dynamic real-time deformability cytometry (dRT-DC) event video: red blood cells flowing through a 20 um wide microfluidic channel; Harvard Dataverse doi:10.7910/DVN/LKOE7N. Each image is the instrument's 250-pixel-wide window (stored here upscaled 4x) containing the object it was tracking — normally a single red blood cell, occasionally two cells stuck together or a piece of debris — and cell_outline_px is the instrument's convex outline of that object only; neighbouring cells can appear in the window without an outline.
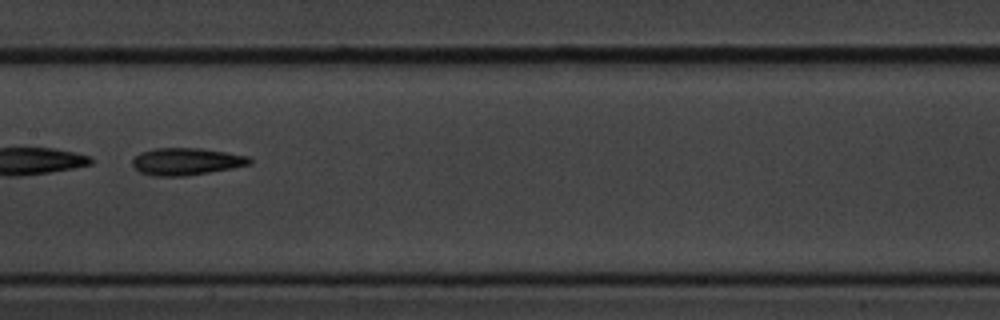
{"species": "common noctule bat (a hibernating species)", "species_latin": "Nyctalus noctula", "temperature_condition": "cold", "stored_images_in_passage": 52, "camera_frame_rate_fps": 3000, "um_per_image_px": 0.085, "animal": {"sex": "male", "body_mass_g": 20.1, "forearm_length_mm": 53.5}, "frame": {"image": 1, "passage_image": 25, "time_ms": 8.0, "image_size_px": [1000, 320], "cell_outline_px": [[252, 164], [232, 168], [184, 176], [152, 176], [140, 172], [132, 168], [132, 160], [140, 152], [152, 148], [200, 148], [248, 156], [252, 160]], "centroid_in_image_um": [15.79, 13.73], "position_along_channel_um": 191.6, "area_um2": 18.61}, "authors_computed_cell_mechanics": {"area_um2": 24.1315, "velocity_mm_per_s": 3.6293, "shape_relaxation_time_tau1_ms": 4.459, "shape_relaxation_time_tau2_ms": 7.5872, "deformation_change_tau1": 0.1156, "deformation_change_tau2": 0.1875}}